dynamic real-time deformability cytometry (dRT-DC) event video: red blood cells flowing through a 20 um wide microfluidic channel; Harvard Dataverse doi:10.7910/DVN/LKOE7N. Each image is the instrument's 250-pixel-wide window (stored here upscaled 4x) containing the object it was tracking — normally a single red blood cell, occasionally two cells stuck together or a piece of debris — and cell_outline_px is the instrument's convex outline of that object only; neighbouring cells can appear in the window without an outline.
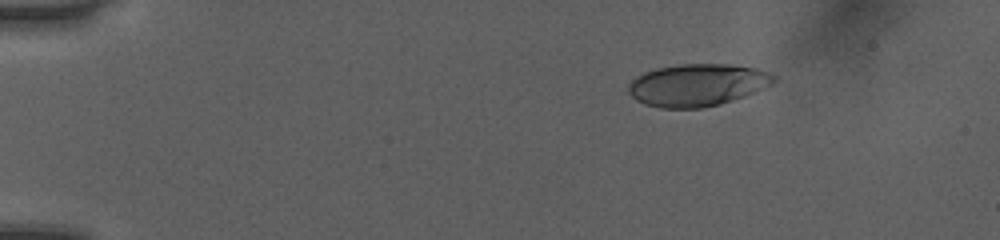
{"species": "human", "species_latin": "Homo sapiens", "temperature_condition": "room temperature", "stored_images_in_passage": 48, "camera_frame_rate_fps": 3000, "um_per_image_px": 0.085, "donor": {"sex": "female"}, "frame": {"image": 1, "passage_image": 5, "time_ms": 1.333, "image_size_px": [1000, 240], "cell_outline_px": [[776, 80], [772, 84], [756, 92], [720, 104], [704, 108], [660, 108], [644, 104], [636, 100], [628, 92], [628, 84], [636, 76], [644, 72], [656, 68], [680, 64], [732, 64], [756, 68], [768, 72], [776, 76]], "centroid_in_image_um": [59.27, 7.22], "position_along_channel_um": 25.7, "area_um2": 36.07}}
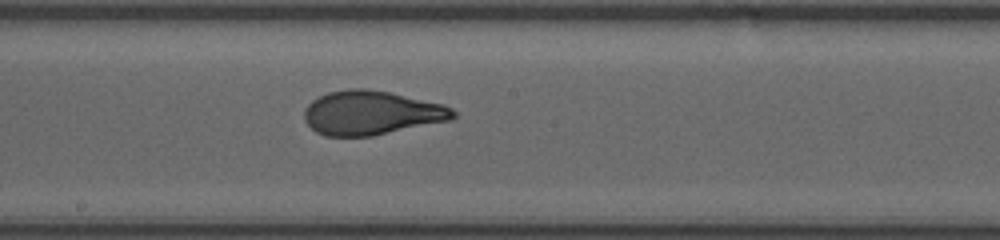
{"frame": {"image": 2, "passage_image": 26, "time_ms": 8.333, "image_size_px": [1000, 240], "cell_outline_px": [[456, 116], [452, 120], [372, 136], [324, 136], [316, 132], [304, 120], [304, 108], [312, 100], [328, 92], [352, 88], [368, 88], [388, 92], [444, 104], [452, 108], [456, 112]], "centroid_in_image_um": [31.58, 9.59], "position_along_channel_um": 216.6, "area_um2": 38.38}}
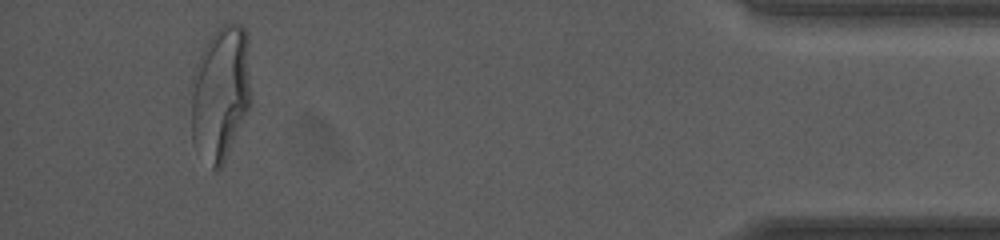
{"frame": {"image": 3, "passage_image": 45, "time_ms": 14.667, "image_size_px": [1000, 240], "cell_outline_px": [[248, 108], [228, 152], [220, 168], [212, 168], [192, 140], [188, 84], [196, 64], [208, 40], [216, 28], [224, 24], [240, 24], [248, 32]], "centroid_in_image_um": [18.67, 7.85], "position_along_channel_um": 416.5, "area_um2": 46.59}, "authors_computed_cell_mechanics": {"area_um2": 38.0035, "velocity_mm_per_s": 4.074, "shape_relaxation_time_tau1_ms": 5.6325, "shape_relaxation_time_tau2_ms": 0.7329, "deformation_change_tau1": 0.2263, "deformation_change_tau2": 0.0695}}